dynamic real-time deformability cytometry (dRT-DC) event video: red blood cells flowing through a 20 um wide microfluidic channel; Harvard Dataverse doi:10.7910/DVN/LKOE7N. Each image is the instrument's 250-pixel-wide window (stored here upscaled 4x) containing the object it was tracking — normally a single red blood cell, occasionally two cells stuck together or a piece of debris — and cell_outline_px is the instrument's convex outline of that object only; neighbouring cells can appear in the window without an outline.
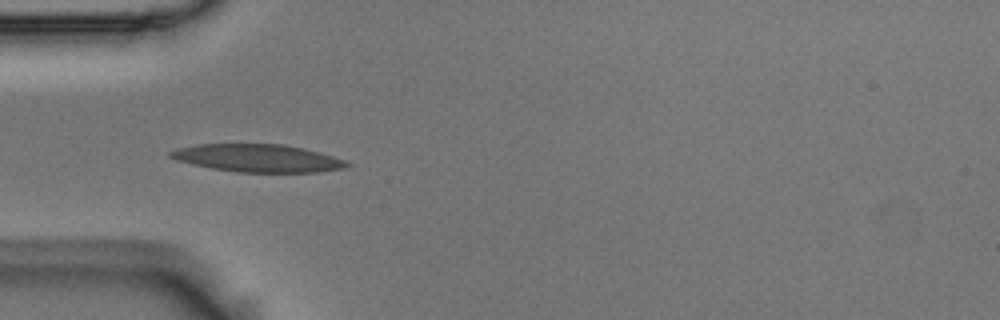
{"species": "Egyptian fruit bat (a non-hibernating species)", "species_latin": "Rousettus aegyptiacus", "temperature_condition": "room temperature", "stored_images_in_passage": 5, "camera_frame_rate_fps": 3000, "um_per_image_px": 0.085, "animal": {"sex": "male"}, "frame": {"image": 1, "passage_image": 4, "time_ms": 1.0, "image_size_px": [1000, 320], "cell_outline_px": [[352, 164], [344, 168], [316, 172], [236, 172], [212, 168], [192, 164], [176, 160], [168, 156], [168, 152], [176, 148], [196, 144], [284, 144], [304, 148], [320, 152], [344, 160]], "centroid_in_image_um": [21.88, 13.43], "position_along_channel_um": 63.1, "area_um2": 28.55}}
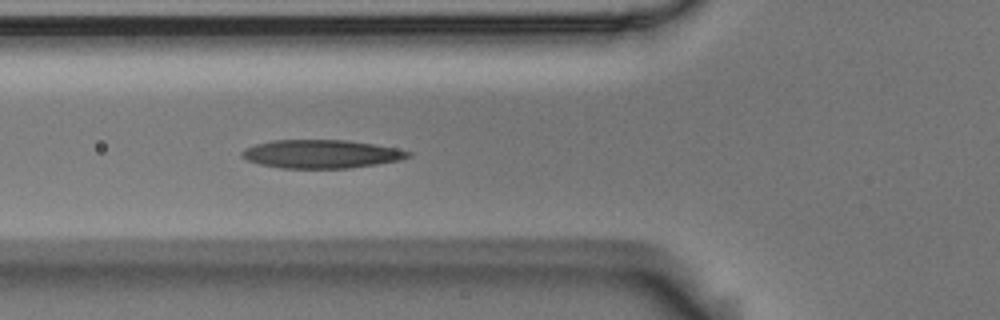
{"frame": {"image": 2, "passage_image": 5, "time_ms": 1.333, "image_size_px": [1000, 320], "cell_outline_px": [[412, 156], [400, 160], [376, 164], [348, 168], [280, 168], [260, 164], [248, 160], [240, 156], [240, 152], [244, 148], [256, 144], [272, 140], [348, 140], [396, 148], [412, 152]], "centroid_in_image_um": [27.29, 13.09], "position_along_channel_um": 98.5, "area_um2": 27.51}}